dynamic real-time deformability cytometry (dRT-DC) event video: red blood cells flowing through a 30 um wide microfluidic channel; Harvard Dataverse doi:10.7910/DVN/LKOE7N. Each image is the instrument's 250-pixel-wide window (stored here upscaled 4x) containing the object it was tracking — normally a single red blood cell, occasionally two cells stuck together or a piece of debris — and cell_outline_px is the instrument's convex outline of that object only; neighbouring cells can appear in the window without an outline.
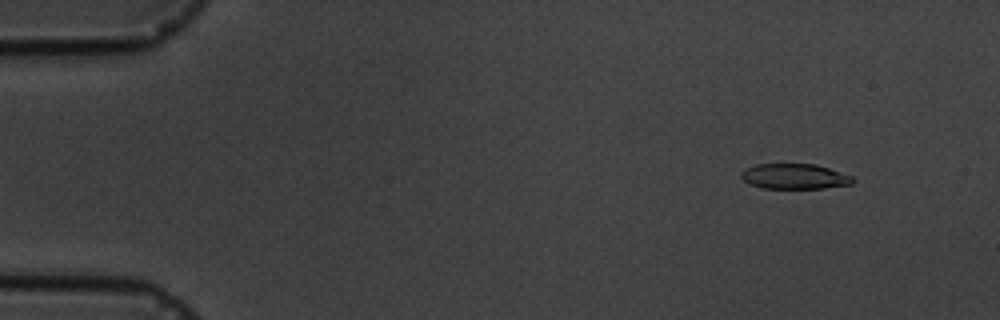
{"species": "common noctule bat (a hibernating species)", "species_latin": "Nyctalus noctula", "temperature_condition": "cold", "stored_images_in_passage": 5, "camera_frame_rate_fps": 3000, "um_per_image_px": 0.085, "animal": {"sex": "male", "body_mass_g": 19.5, "forearm_length_mm": 54.6}, "frame": {"image": 1, "passage_image": 2, "time_ms": 1.0, "image_size_px": [1000, 320], "cell_outline_px": [[856, 180], [852, 184], [824, 188], [764, 188], [752, 184], [744, 180], [740, 176], [740, 172], [744, 168], [756, 164], [816, 164], [852, 176]], "centroid_in_image_um": [67.54, 14.99], "position_along_channel_um": 17.5, "area_um2": 16.42}}
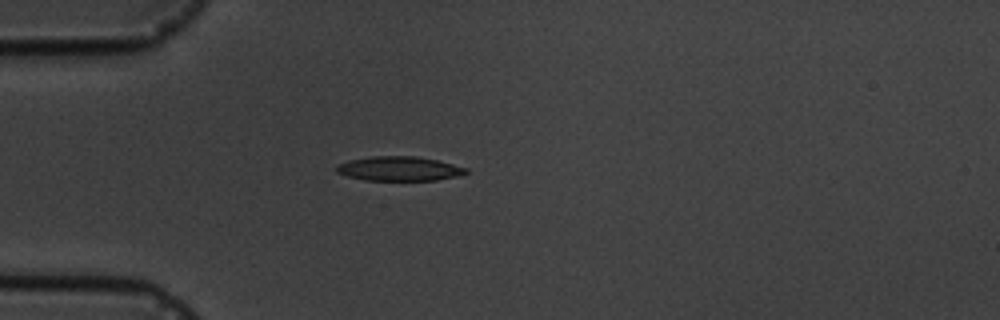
{"frame": {"image": 2, "passage_image": 5, "time_ms": 4.333, "image_size_px": [1000, 320], "cell_outline_px": [[468, 172], [456, 176], [436, 180], [364, 180], [348, 176], [336, 172], [336, 168], [340, 164], [352, 160], [372, 156], [416, 156], [436, 160], [468, 168]], "centroid_in_image_um": [33.95, 14.34], "position_along_channel_um": 51.1, "area_um2": 18.09}}